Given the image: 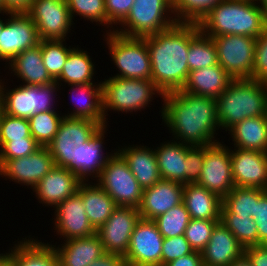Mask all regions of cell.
<instances>
[{
    "label": "cell",
    "mask_w": 267,
    "mask_h": 266,
    "mask_svg": "<svg viewBox=\"0 0 267 266\" xmlns=\"http://www.w3.org/2000/svg\"><path fill=\"white\" fill-rule=\"evenodd\" d=\"M162 98L164 103L161 116L174 139L190 146H206L219 142L214 136L220 128L215 98L182 90L166 93Z\"/></svg>",
    "instance_id": "6da1fadb"
},
{
    "label": "cell",
    "mask_w": 267,
    "mask_h": 266,
    "mask_svg": "<svg viewBox=\"0 0 267 266\" xmlns=\"http://www.w3.org/2000/svg\"><path fill=\"white\" fill-rule=\"evenodd\" d=\"M198 23L177 22L172 27L145 37L150 60L151 80L164 94L181 90L188 75V51Z\"/></svg>",
    "instance_id": "7a4b0ae2"
},
{
    "label": "cell",
    "mask_w": 267,
    "mask_h": 266,
    "mask_svg": "<svg viewBox=\"0 0 267 266\" xmlns=\"http://www.w3.org/2000/svg\"><path fill=\"white\" fill-rule=\"evenodd\" d=\"M198 25L210 37L243 35L258 38L267 29V19L255 0H222Z\"/></svg>",
    "instance_id": "3957f363"
},
{
    "label": "cell",
    "mask_w": 267,
    "mask_h": 266,
    "mask_svg": "<svg viewBox=\"0 0 267 266\" xmlns=\"http://www.w3.org/2000/svg\"><path fill=\"white\" fill-rule=\"evenodd\" d=\"M216 101L219 127L227 132L246 118L267 115V84L233 79Z\"/></svg>",
    "instance_id": "277c9868"
},
{
    "label": "cell",
    "mask_w": 267,
    "mask_h": 266,
    "mask_svg": "<svg viewBox=\"0 0 267 266\" xmlns=\"http://www.w3.org/2000/svg\"><path fill=\"white\" fill-rule=\"evenodd\" d=\"M101 83L106 123H108L106 117L108 110L125 113L141 111L149 107L153 95L163 97V93L152 80L109 77Z\"/></svg>",
    "instance_id": "5b68a950"
},
{
    "label": "cell",
    "mask_w": 267,
    "mask_h": 266,
    "mask_svg": "<svg viewBox=\"0 0 267 266\" xmlns=\"http://www.w3.org/2000/svg\"><path fill=\"white\" fill-rule=\"evenodd\" d=\"M173 14L172 0H134L128 16L120 24L123 27L112 32L128 37L151 36L176 24Z\"/></svg>",
    "instance_id": "8992f818"
},
{
    "label": "cell",
    "mask_w": 267,
    "mask_h": 266,
    "mask_svg": "<svg viewBox=\"0 0 267 266\" xmlns=\"http://www.w3.org/2000/svg\"><path fill=\"white\" fill-rule=\"evenodd\" d=\"M111 30H106L104 41L113 63L120 70L113 77L151 80V60L145 37H128Z\"/></svg>",
    "instance_id": "52a82bcc"
},
{
    "label": "cell",
    "mask_w": 267,
    "mask_h": 266,
    "mask_svg": "<svg viewBox=\"0 0 267 266\" xmlns=\"http://www.w3.org/2000/svg\"><path fill=\"white\" fill-rule=\"evenodd\" d=\"M59 87L56 82H53L47 85L23 84L6 90L4 81L0 79V100L3 112L13 117L29 119L42 112L56 111L53 101Z\"/></svg>",
    "instance_id": "ba28073f"
},
{
    "label": "cell",
    "mask_w": 267,
    "mask_h": 266,
    "mask_svg": "<svg viewBox=\"0 0 267 266\" xmlns=\"http://www.w3.org/2000/svg\"><path fill=\"white\" fill-rule=\"evenodd\" d=\"M96 180L97 184L114 200L117 207L139 208L143 188L117 149L110 155Z\"/></svg>",
    "instance_id": "9c48e42d"
},
{
    "label": "cell",
    "mask_w": 267,
    "mask_h": 266,
    "mask_svg": "<svg viewBox=\"0 0 267 266\" xmlns=\"http://www.w3.org/2000/svg\"><path fill=\"white\" fill-rule=\"evenodd\" d=\"M217 48L218 64L233 78H251L256 38L243 35L211 37Z\"/></svg>",
    "instance_id": "30bf717a"
},
{
    "label": "cell",
    "mask_w": 267,
    "mask_h": 266,
    "mask_svg": "<svg viewBox=\"0 0 267 266\" xmlns=\"http://www.w3.org/2000/svg\"><path fill=\"white\" fill-rule=\"evenodd\" d=\"M102 126L91 120L64 116L53 141L47 146L55 166L65 167L76 146L90 140Z\"/></svg>",
    "instance_id": "8fae6325"
},
{
    "label": "cell",
    "mask_w": 267,
    "mask_h": 266,
    "mask_svg": "<svg viewBox=\"0 0 267 266\" xmlns=\"http://www.w3.org/2000/svg\"><path fill=\"white\" fill-rule=\"evenodd\" d=\"M26 14L33 20L40 40H66L74 24L66 0H34Z\"/></svg>",
    "instance_id": "7c38bea8"
},
{
    "label": "cell",
    "mask_w": 267,
    "mask_h": 266,
    "mask_svg": "<svg viewBox=\"0 0 267 266\" xmlns=\"http://www.w3.org/2000/svg\"><path fill=\"white\" fill-rule=\"evenodd\" d=\"M198 185L223 199L235 186L228 146L216 142L205 146V159Z\"/></svg>",
    "instance_id": "4fadbf2b"
},
{
    "label": "cell",
    "mask_w": 267,
    "mask_h": 266,
    "mask_svg": "<svg viewBox=\"0 0 267 266\" xmlns=\"http://www.w3.org/2000/svg\"><path fill=\"white\" fill-rule=\"evenodd\" d=\"M163 240L156 223L141 218L124 256L126 266H162Z\"/></svg>",
    "instance_id": "5bb4252c"
},
{
    "label": "cell",
    "mask_w": 267,
    "mask_h": 266,
    "mask_svg": "<svg viewBox=\"0 0 267 266\" xmlns=\"http://www.w3.org/2000/svg\"><path fill=\"white\" fill-rule=\"evenodd\" d=\"M140 219L138 209L117 207L107 221L96 230L105 253L125 256L133 230Z\"/></svg>",
    "instance_id": "9a60e30c"
},
{
    "label": "cell",
    "mask_w": 267,
    "mask_h": 266,
    "mask_svg": "<svg viewBox=\"0 0 267 266\" xmlns=\"http://www.w3.org/2000/svg\"><path fill=\"white\" fill-rule=\"evenodd\" d=\"M8 17L0 35V60L6 63L40 42L37 28L26 13H9Z\"/></svg>",
    "instance_id": "2e32d148"
},
{
    "label": "cell",
    "mask_w": 267,
    "mask_h": 266,
    "mask_svg": "<svg viewBox=\"0 0 267 266\" xmlns=\"http://www.w3.org/2000/svg\"><path fill=\"white\" fill-rule=\"evenodd\" d=\"M54 166L49 148L40 147L29 156L6 160L0 166V175L33 189Z\"/></svg>",
    "instance_id": "e0dca14e"
},
{
    "label": "cell",
    "mask_w": 267,
    "mask_h": 266,
    "mask_svg": "<svg viewBox=\"0 0 267 266\" xmlns=\"http://www.w3.org/2000/svg\"><path fill=\"white\" fill-rule=\"evenodd\" d=\"M230 149L234 186L267 190V153Z\"/></svg>",
    "instance_id": "ac0fdd59"
},
{
    "label": "cell",
    "mask_w": 267,
    "mask_h": 266,
    "mask_svg": "<svg viewBox=\"0 0 267 266\" xmlns=\"http://www.w3.org/2000/svg\"><path fill=\"white\" fill-rule=\"evenodd\" d=\"M82 196L76 192L55 207L54 224L57 235L62 239L89 237L96 233L85 211Z\"/></svg>",
    "instance_id": "d6986e66"
},
{
    "label": "cell",
    "mask_w": 267,
    "mask_h": 266,
    "mask_svg": "<svg viewBox=\"0 0 267 266\" xmlns=\"http://www.w3.org/2000/svg\"><path fill=\"white\" fill-rule=\"evenodd\" d=\"M106 128L107 126L101 127L90 140L83 145L76 146L72 152V160L65 166L82 181L88 182L91 175L97 178L112 154L105 156L102 151Z\"/></svg>",
    "instance_id": "ffe728a7"
},
{
    "label": "cell",
    "mask_w": 267,
    "mask_h": 266,
    "mask_svg": "<svg viewBox=\"0 0 267 266\" xmlns=\"http://www.w3.org/2000/svg\"><path fill=\"white\" fill-rule=\"evenodd\" d=\"M82 180L66 167L54 166L33 188L39 203L55 208L74 195Z\"/></svg>",
    "instance_id": "44dd1931"
},
{
    "label": "cell",
    "mask_w": 267,
    "mask_h": 266,
    "mask_svg": "<svg viewBox=\"0 0 267 266\" xmlns=\"http://www.w3.org/2000/svg\"><path fill=\"white\" fill-rule=\"evenodd\" d=\"M183 189V184L164 179L143 189L142 201L138 208L141 218L154 220L182 203Z\"/></svg>",
    "instance_id": "7402d4cb"
},
{
    "label": "cell",
    "mask_w": 267,
    "mask_h": 266,
    "mask_svg": "<svg viewBox=\"0 0 267 266\" xmlns=\"http://www.w3.org/2000/svg\"><path fill=\"white\" fill-rule=\"evenodd\" d=\"M244 253L234 234L220 221L215 225L210 241L201 251L204 266H229Z\"/></svg>",
    "instance_id": "603a6c76"
},
{
    "label": "cell",
    "mask_w": 267,
    "mask_h": 266,
    "mask_svg": "<svg viewBox=\"0 0 267 266\" xmlns=\"http://www.w3.org/2000/svg\"><path fill=\"white\" fill-rule=\"evenodd\" d=\"M52 246L57 254L59 266H89L105 254L103 244L96 233L89 237L69 239L58 247Z\"/></svg>",
    "instance_id": "cb8c5ba5"
},
{
    "label": "cell",
    "mask_w": 267,
    "mask_h": 266,
    "mask_svg": "<svg viewBox=\"0 0 267 266\" xmlns=\"http://www.w3.org/2000/svg\"><path fill=\"white\" fill-rule=\"evenodd\" d=\"M118 148L117 152L126 161L130 171L143 189L152 187L162 179L153 148L150 149L151 147L144 145Z\"/></svg>",
    "instance_id": "d4e9b609"
},
{
    "label": "cell",
    "mask_w": 267,
    "mask_h": 266,
    "mask_svg": "<svg viewBox=\"0 0 267 266\" xmlns=\"http://www.w3.org/2000/svg\"><path fill=\"white\" fill-rule=\"evenodd\" d=\"M232 80L233 78L219 64H216L189 72L187 81L181 90L217 99Z\"/></svg>",
    "instance_id": "484cf974"
},
{
    "label": "cell",
    "mask_w": 267,
    "mask_h": 266,
    "mask_svg": "<svg viewBox=\"0 0 267 266\" xmlns=\"http://www.w3.org/2000/svg\"><path fill=\"white\" fill-rule=\"evenodd\" d=\"M70 87L72 97H76L75 99L77 100H75V108H73V111L64 116L91 120L99 123L102 127L107 126L103 113L102 83H85L70 85ZM76 91H78V93Z\"/></svg>",
    "instance_id": "4316f807"
},
{
    "label": "cell",
    "mask_w": 267,
    "mask_h": 266,
    "mask_svg": "<svg viewBox=\"0 0 267 266\" xmlns=\"http://www.w3.org/2000/svg\"><path fill=\"white\" fill-rule=\"evenodd\" d=\"M11 252H6L10 266H59L57 254L49 243L37 239L22 238Z\"/></svg>",
    "instance_id": "83f0119b"
},
{
    "label": "cell",
    "mask_w": 267,
    "mask_h": 266,
    "mask_svg": "<svg viewBox=\"0 0 267 266\" xmlns=\"http://www.w3.org/2000/svg\"><path fill=\"white\" fill-rule=\"evenodd\" d=\"M9 69L26 85H47L56 82L44 66L41 44L26 49L15 56L9 63Z\"/></svg>",
    "instance_id": "f1b7e54d"
},
{
    "label": "cell",
    "mask_w": 267,
    "mask_h": 266,
    "mask_svg": "<svg viewBox=\"0 0 267 266\" xmlns=\"http://www.w3.org/2000/svg\"><path fill=\"white\" fill-rule=\"evenodd\" d=\"M191 219L220 221L222 199L197 183H187L183 201Z\"/></svg>",
    "instance_id": "f546056e"
},
{
    "label": "cell",
    "mask_w": 267,
    "mask_h": 266,
    "mask_svg": "<svg viewBox=\"0 0 267 266\" xmlns=\"http://www.w3.org/2000/svg\"><path fill=\"white\" fill-rule=\"evenodd\" d=\"M190 147L172 140L154 149L162 179L186 184V151Z\"/></svg>",
    "instance_id": "4dcf8cb0"
},
{
    "label": "cell",
    "mask_w": 267,
    "mask_h": 266,
    "mask_svg": "<svg viewBox=\"0 0 267 266\" xmlns=\"http://www.w3.org/2000/svg\"><path fill=\"white\" fill-rule=\"evenodd\" d=\"M94 184V185H91ZM77 192L82 196L85 211L95 230L103 225L117 208L114 200L97 184L82 181Z\"/></svg>",
    "instance_id": "1f68e13d"
},
{
    "label": "cell",
    "mask_w": 267,
    "mask_h": 266,
    "mask_svg": "<svg viewBox=\"0 0 267 266\" xmlns=\"http://www.w3.org/2000/svg\"><path fill=\"white\" fill-rule=\"evenodd\" d=\"M234 147L267 153V115L246 118L229 132Z\"/></svg>",
    "instance_id": "d6a6232c"
},
{
    "label": "cell",
    "mask_w": 267,
    "mask_h": 266,
    "mask_svg": "<svg viewBox=\"0 0 267 266\" xmlns=\"http://www.w3.org/2000/svg\"><path fill=\"white\" fill-rule=\"evenodd\" d=\"M73 48L63 66L60 76L55 80L58 85H62L61 81L68 85H78L85 83H93L95 75V65L87 51L80 48ZM61 83V84H60Z\"/></svg>",
    "instance_id": "836d02e7"
},
{
    "label": "cell",
    "mask_w": 267,
    "mask_h": 266,
    "mask_svg": "<svg viewBox=\"0 0 267 266\" xmlns=\"http://www.w3.org/2000/svg\"><path fill=\"white\" fill-rule=\"evenodd\" d=\"M187 56L189 72L218 64L217 48L213 39L200 29L191 37Z\"/></svg>",
    "instance_id": "e575fe53"
},
{
    "label": "cell",
    "mask_w": 267,
    "mask_h": 266,
    "mask_svg": "<svg viewBox=\"0 0 267 266\" xmlns=\"http://www.w3.org/2000/svg\"><path fill=\"white\" fill-rule=\"evenodd\" d=\"M267 190L260 188L234 187L223 199L222 204L238 216L255 218L256 203Z\"/></svg>",
    "instance_id": "d590c367"
},
{
    "label": "cell",
    "mask_w": 267,
    "mask_h": 266,
    "mask_svg": "<svg viewBox=\"0 0 267 266\" xmlns=\"http://www.w3.org/2000/svg\"><path fill=\"white\" fill-rule=\"evenodd\" d=\"M220 222L234 234L243 248L259 245L257 224L251 217L231 213L222 204Z\"/></svg>",
    "instance_id": "8d00e7d4"
},
{
    "label": "cell",
    "mask_w": 267,
    "mask_h": 266,
    "mask_svg": "<svg viewBox=\"0 0 267 266\" xmlns=\"http://www.w3.org/2000/svg\"><path fill=\"white\" fill-rule=\"evenodd\" d=\"M64 115L56 111L42 112L31 116L28 121L31 136L41 147H47L54 139Z\"/></svg>",
    "instance_id": "74e56055"
},
{
    "label": "cell",
    "mask_w": 267,
    "mask_h": 266,
    "mask_svg": "<svg viewBox=\"0 0 267 266\" xmlns=\"http://www.w3.org/2000/svg\"><path fill=\"white\" fill-rule=\"evenodd\" d=\"M190 215L184 203L174 206L153 221L164 238L176 237L184 234L190 221Z\"/></svg>",
    "instance_id": "f35d334b"
},
{
    "label": "cell",
    "mask_w": 267,
    "mask_h": 266,
    "mask_svg": "<svg viewBox=\"0 0 267 266\" xmlns=\"http://www.w3.org/2000/svg\"><path fill=\"white\" fill-rule=\"evenodd\" d=\"M65 40H40L43 63L50 76L56 80L63 69L69 52L74 48H67ZM65 45V46H64Z\"/></svg>",
    "instance_id": "ab89813d"
},
{
    "label": "cell",
    "mask_w": 267,
    "mask_h": 266,
    "mask_svg": "<svg viewBox=\"0 0 267 266\" xmlns=\"http://www.w3.org/2000/svg\"><path fill=\"white\" fill-rule=\"evenodd\" d=\"M222 0H173V12L178 22L198 23Z\"/></svg>",
    "instance_id": "60d3db41"
},
{
    "label": "cell",
    "mask_w": 267,
    "mask_h": 266,
    "mask_svg": "<svg viewBox=\"0 0 267 266\" xmlns=\"http://www.w3.org/2000/svg\"><path fill=\"white\" fill-rule=\"evenodd\" d=\"M66 3L72 19L75 15H79L92 23L97 22L96 24L108 28L105 0H66Z\"/></svg>",
    "instance_id": "b9f144b4"
},
{
    "label": "cell",
    "mask_w": 267,
    "mask_h": 266,
    "mask_svg": "<svg viewBox=\"0 0 267 266\" xmlns=\"http://www.w3.org/2000/svg\"><path fill=\"white\" fill-rule=\"evenodd\" d=\"M219 221L190 219L184 236L194 251L201 252L210 241L212 231Z\"/></svg>",
    "instance_id": "7bdbcfd3"
},
{
    "label": "cell",
    "mask_w": 267,
    "mask_h": 266,
    "mask_svg": "<svg viewBox=\"0 0 267 266\" xmlns=\"http://www.w3.org/2000/svg\"><path fill=\"white\" fill-rule=\"evenodd\" d=\"M31 136L28 119L13 117L3 112L0 119V147L8 142Z\"/></svg>",
    "instance_id": "ee69618b"
},
{
    "label": "cell",
    "mask_w": 267,
    "mask_h": 266,
    "mask_svg": "<svg viewBox=\"0 0 267 266\" xmlns=\"http://www.w3.org/2000/svg\"><path fill=\"white\" fill-rule=\"evenodd\" d=\"M40 147L34 138L8 141L0 147V166L6 160L29 156Z\"/></svg>",
    "instance_id": "f6af8a7d"
},
{
    "label": "cell",
    "mask_w": 267,
    "mask_h": 266,
    "mask_svg": "<svg viewBox=\"0 0 267 266\" xmlns=\"http://www.w3.org/2000/svg\"><path fill=\"white\" fill-rule=\"evenodd\" d=\"M193 251L184 234L176 237L164 238L162 244V266H165L172 260L188 255Z\"/></svg>",
    "instance_id": "bcb514c9"
},
{
    "label": "cell",
    "mask_w": 267,
    "mask_h": 266,
    "mask_svg": "<svg viewBox=\"0 0 267 266\" xmlns=\"http://www.w3.org/2000/svg\"><path fill=\"white\" fill-rule=\"evenodd\" d=\"M253 80L267 84V29L256 38Z\"/></svg>",
    "instance_id": "7dc6e473"
},
{
    "label": "cell",
    "mask_w": 267,
    "mask_h": 266,
    "mask_svg": "<svg viewBox=\"0 0 267 266\" xmlns=\"http://www.w3.org/2000/svg\"><path fill=\"white\" fill-rule=\"evenodd\" d=\"M205 159V146H191L186 151V184L197 183Z\"/></svg>",
    "instance_id": "c3c4849f"
},
{
    "label": "cell",
    "mask_w": 267,
    "mask_h": 266,
    "mask_svg": "<svg viewBox=\"0 0 267 266\" xmlns=\"http://www.w3.org/2000/svg\"><path fill=\"white\" fill-rule=\"evenodd\" d=\"M134 0H105L108 28L120 25L128 16Z\"/></svg>",
    "instance_id": "681fc988"
},
{
    "label": "cell",
    "mask_w": 267,
    "mask_h": 266,
    "mask_svg": "<svg viewBox=\"0 0 267 266\" xmlns=\"http://www.w3.org/2000/svg\"><path fill=\"white\" fill-rule=\"evenodd\" d=\"M254 221L257 224L259 245H267V191L256 203Z\"/></svg>",
    "instance_id": "f907efd6"
},
{
    "label": "cell",
    "mask_w": 267,
    "mask_h": 266,
    "mask_svg": "<svg viewBox=\"0 0 267 266\" xmlns=\"http://www.w3.org/2000/svg\"><path fill=\"white\" fill-rule=\"evenodd\" d=\"M252 266H267V245H252L244 248Z\"/></svg>",
    "instance_id": "816d5d0a"
},
{
    "label": "cell",
    "mask_w": 267,
    "mask_h": 266,
    "mask_svg": "<svg viewBox=\"0 0 267 266\" xmlns=\"http://www.w3.org/2000/svg\"><path fill=\"white\" fill-rule=\"evenodd\" d=\"M34 0H2L3 14L27 13Z\"/></svg>",
    "instance_id": "f5cc1de1"
},
{
    "label": "cell",
    "mask_w": 267,
    "mask_h": 266,
    "mask_svg": "<svg viewBox=\"0 0 267 266\" xmlns=\"http://www.w3.org/2000/svg\"><path fill=\"white\" fill-rule=\"evenodd\" d=\"M165 266H204L201 252L193 251L192 253L172 260Z\"/></svg>",
    "instance_id": "db71d44e"
},
{
    "label": "cell",
    "mask_w": 267,
    "mask_h": 266,
    "mask_svg": "<svg viewBox=\"0 0 267 266\" xmlns=\"http://www.w3.org/2000/svg\"><path fill=\"white\" fill-rule=\"evenodd\" d=\"M89 266H126L124 256L119 254L105 253Z\"/></svg>",
    "instance_id": "11a10c76"
},
{
    "label": "cell",
    "mask_w": 267,
    "mask_h": 266,
    "mask_svg": "<svg viewBox=\"0 0 267 266\" xmlns=\"http://www.w3.org/2000/svg\"><path fill=\"white\" fill-rule=\"evenodd\" d=\"M229 266H252L248 257L243 253L239 258L235 259Z\"/></svg>",
    "instance_id": "9f6ffc18"
},
{
    "label": "cell",
    "mask_w": 267,
    "mask_h": 266,
    "mask_svg": "<svg viewBox=\"0 0 267 266\" xmlns=\"http://www.w3.org/2000/svg\"><path fill=\"white\" fill-rule=\"evenodd\" d=\"M259 4V9L263 12L265 18L267 19V0H255Z\"/></svg>",
    "instance_id": "6f0895ef"
},
{
    "label": "cell",
    "mask_w": 267,
    "mask_h": 266,
    "mask_svg": "<svg viewBox=\"0 0 267 266\" xmlns=\"http://www.w3.org/2000/svg\"><path fill=\"white\" fill-rule=\"evenodd\" d=\"M0 266H10L9 262H8V259H7V256H6V253L5 254H3V253L0 254Z\"/></svg>",
    "instance_id": "680465c9"
},
{
    "label": "cell",
    "mask_w": 267,
    "mask_h": 266,
    "mask_svg": "<svg viewBox=\"0 0 267 266\" xmlns=\"http://www.w3.org/2000/svg\"><path fill=\"white\" fill-rule=\"evenodd\" d=\"M6 24V19L3 21V19L1 20L0 18V35L3 31L4 25Z\"/></svg>",
    "instance_id": "91938a15"
},
{
    "label": "cell",
    "mask_w": 267,
    "mask_h": 266,
    "mask_svg": "<svg viewBox=\"0 0 267 266\" xmlns=\"http://www.w3.org/2000/svg\"><path fill=\"white\" fill-rule=\"evenodd\" d=\"M2 114H3V106H2V102L0 100V119H1Z\"/></svg>",
    "instance_id": "94428289"
},
{
    "label": "cell",
    "mask_w": 267,
    "mask_h": 266,
    "mask_svg": "<svg viewBox=\"0 0 267 266\" xmlns=\"http://www.w3.org/2000/svg\"><path fill=\"white\" fill-rule=\"evenodd\" d=\"M3 13V9H2V0H0V14Z\"/></svg>",
    "instance_id": "6125c7cd"
}]
</instances>
